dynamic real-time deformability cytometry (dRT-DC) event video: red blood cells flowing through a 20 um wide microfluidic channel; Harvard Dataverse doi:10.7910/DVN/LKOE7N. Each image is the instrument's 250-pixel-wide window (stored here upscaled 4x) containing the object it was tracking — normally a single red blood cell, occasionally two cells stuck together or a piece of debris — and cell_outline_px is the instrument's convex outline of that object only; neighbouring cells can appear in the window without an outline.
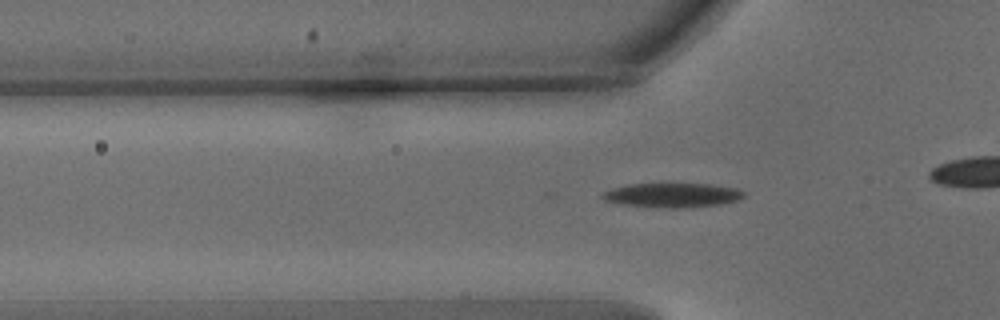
{"species": "common noctule bat (a hibernating species)", "species_latin": "Nyctalus noctula", "temperature_condition": "warm", "stored_images_in_passage": 37, "camera_frame_rate_fps": 3000, "um_per_image_px": 0.085, "animal": {"sex": "male", "body_mass_g": 15.6}, "frame": {"image": 1, "passage_image": 10, "time_ms": 3.0, "image_size_px": [1000, 320], "cell_outline_px": [[744, 196], [736, 200], [720, 204], [692, 208], [656, 208], [624, 204], [604, 200], [600, 196], [604, 192], [612, 188], [628, 184], [712, 184], [732, 188], [744, 192]], "centroid_in_image_um": [57.12, 16.6], "position_along_channel_um": 68.7, "area_um2": 20.0}}
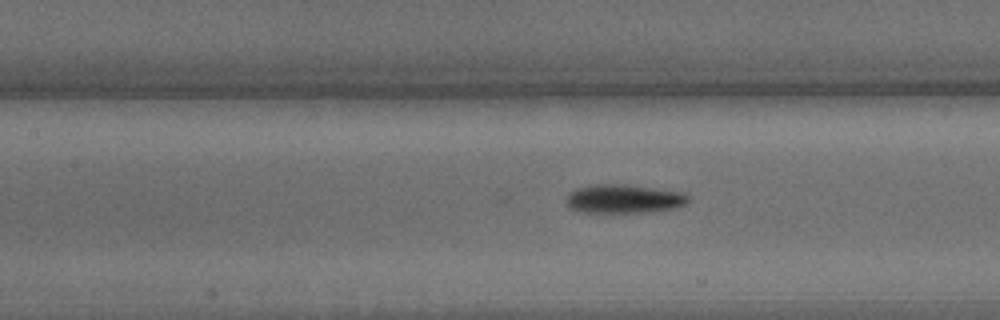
{"frame": {"image": 2, "passage_image": 17, "time_ms": 5.333, "image_size_px": [1000, 320], "cell_outline_px": [[688, 200], [684, 204], [672, 208], [652, 212], [580, 212], [572, 208], [564, 200], [576, 188], [596, 184], [620, 184], [680, 192], [688, 196]], "centroid_in_image_um": [52.98, 16.91], "position_along_channel_um": 154.4, "area_um2": 19.94}}
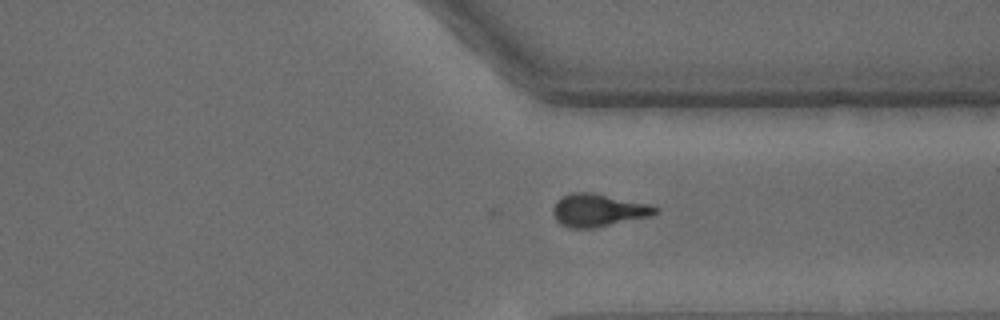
{"frame": {"image": 3, "passage_image": 34, "time_ms": 11.0, "image_size_px": [1000, 320], "cell_outline_px": [[660, 212], [652, 216], [592, 228], [568, 228], [560, 224], [556, 220], [552, 212], [552, 208], [556, 200], [560, 196], [572, 192], [588, 192], [652, 204], [660, 208]], "centroid_in_image_um": [50.86, 17.86], "position_along_channel_um": 360.5, "area_um2": 19.77}}